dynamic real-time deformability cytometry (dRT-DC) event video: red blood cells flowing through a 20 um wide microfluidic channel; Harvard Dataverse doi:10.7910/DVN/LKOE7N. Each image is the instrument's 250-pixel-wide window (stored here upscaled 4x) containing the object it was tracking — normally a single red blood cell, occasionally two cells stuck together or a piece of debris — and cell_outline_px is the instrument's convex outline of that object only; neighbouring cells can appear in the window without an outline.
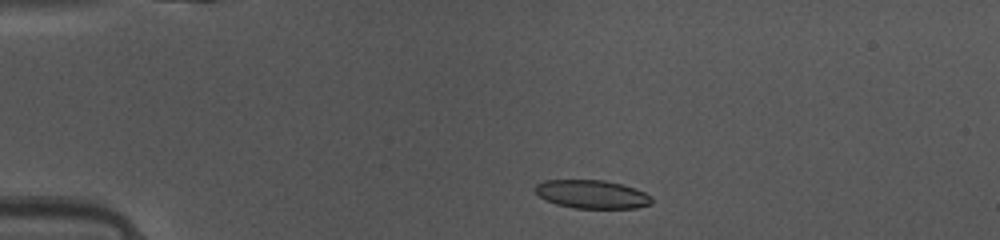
{"species": "common noctule bat (a hibernating species)", "species_latin": "Nyctalus noctula", "temperature_condition": "warm", "stored_images_in_passage": 42, "camera_frame_rate_fps": 3000, "um_per_image_px": 0.085, "animal": {"sex": "female", "body_mass_g": 10.0, "forearm_length_mm": 53.1}, "frame": {"image": 1, "passage_image": 4, "time_ms": 1.0, "image_size_px": [1000, 240], "cell_outline_px": [[652, 204], [636, 208], [576, 208], [556, 204], [540, 196], [532, 188], [536, 184], [544, 180], [604, 180], [636, 188], [652, 196]], "centroid_in_image_um": [50.33, 16.51], "position_along_channel_um": 34.7, "area_um2": 19.31}}
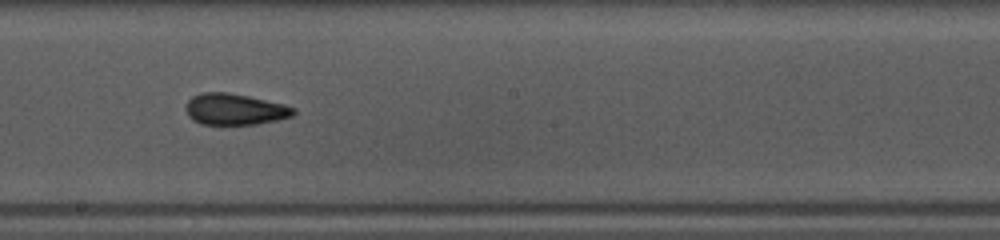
{"frame": {"image": 2, "passage_image": 21, "time_ms": 6.667, "image_size_px": [1000, 240], "cell_outline_px": [[296, 112], [292, 116], [276, 120], [256, 124], [220, 128], [200, 124], [192, 120], [188, 116], [184, 108], [188, 100], [192, 96], [200, 92], [228, 92], [248, 96], [284, 104], [296, 108]], "centroid_in_image_um": [19.89, 9.33], "position_along_channel_um": 228.3, "area_um2": 20.58}}
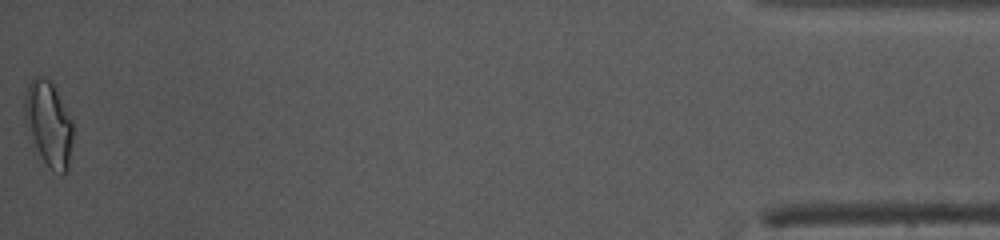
{"frame": {"image": 3, "passage_image": 42, "time_ms": 13.667, "image_size_px": [1000, 240], "cell_outline_px": [[72, 140], [68, 172], [60, 172], [52, 168], [44, 160], [24, 120], [24, 96], [28, 84], [36, 76], [40, 76], [52, 80], [72, 120]], "centroid_in_image_um": [4.15, 10.43], "position_along_channel_um": 431.1, "area_um2": 23.35}, "authors_computed_cell_mechanics": {"area_um2": 20.0855, "velocity_mm_per_s": 4.1527, "shape_relaxation_time_tau1_ms": 2.734, "shape_relaxation_time_tau2_ms": 1.8857, "deformation_change_tau1": 0.1385, "deformation_change_tau2": 0.0988}}